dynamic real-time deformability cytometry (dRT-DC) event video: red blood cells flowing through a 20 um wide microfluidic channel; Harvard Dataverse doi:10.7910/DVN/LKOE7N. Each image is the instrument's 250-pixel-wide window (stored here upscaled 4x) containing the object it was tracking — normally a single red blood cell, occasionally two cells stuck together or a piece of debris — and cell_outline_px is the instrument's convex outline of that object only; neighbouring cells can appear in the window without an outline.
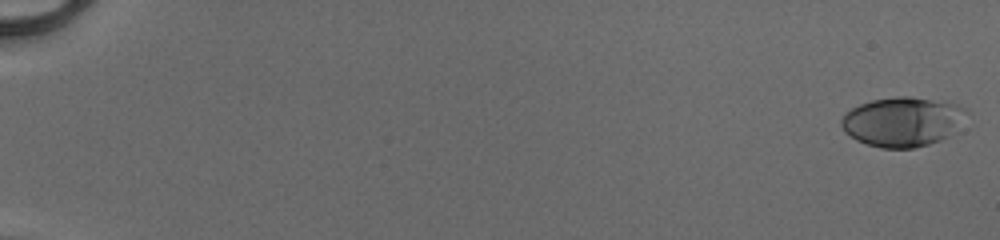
{"species": "human", "species_latin": "Homo sapiens", "temperature_condition": "cold", "stored_images_in_passage": 52, "camera_frame_rate_fps": 3000, "um_per_image_px": 0.085, "donor": {"sex": "male"}, "frame": {"image": 1, "passage_image": 1, "time_ms": 0.0, "image_size_px": [1000, 240], "cell_outline_px": [[968, 112], [948, 136], [940, 140], [928, 144], [912, 148], [880, 148], [856, 140], [844, 132], [840, 124], [840, 120], [844, 112], [860, 104], [872, 100], [896, 96], [912, 96], [956, 104], [968, 108]], "centroid_in_image_um": [76.66, 10.33], "position_along_channel_um": 8.3, "area_um2": 36.01}}
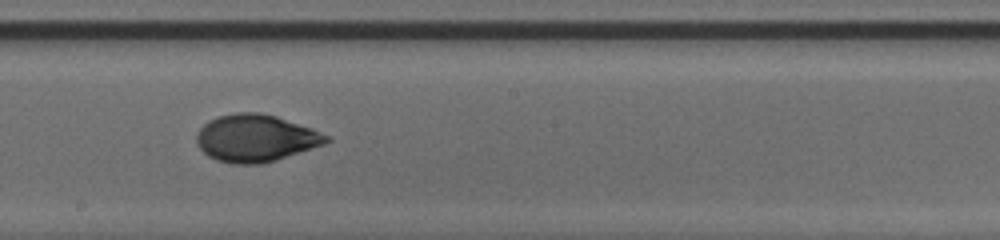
{"frame": {"image": 2, "passage_image": 32, "time_ms": 10.333, "image_size_px": [1000, 240], "cell_outline_px": [[332, 140], [324, 144], [276, 160], [260, 164], [232, 164], [216, 160], [208, 156], [196, 144], [196, 132], [208, 120], [220, 116], [236, 112], [260, 112], [276, 116], [312, 128], [332, 136]], "centroid_in_image_um": [21.74, 11.74], "position_along_channel_um": 226.5, "area_um2": 35.95}}
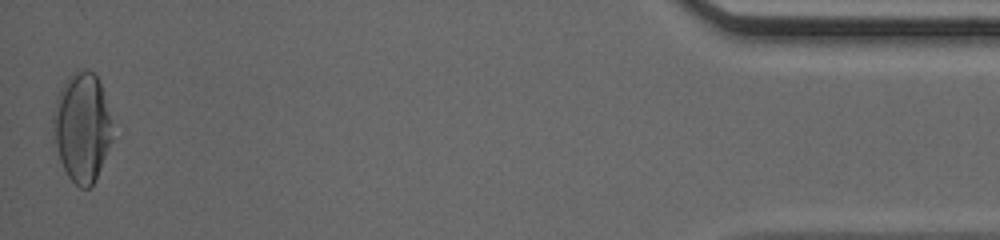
{"frame": {"image": 3, "passage_image": 52, "time_ms": 17.0, "image_size_px": [1000, 240], "cell_outline_px": [[112, 140], [96, 176], [92, 184], [88, 188], [80, 188], [68, 176], [60, 160], [56, 144], [52, 120], [52, 116], [56, 96], [60, 88], [68, 76], [76, 68], [88, 68], [96, 76], [100, 84], [108, 116]], "centroid_in_image_um": [6.92, 10.76], "position_along_channel_um": 428.3, "area_um2": 36.93}, "authors_computed_cell_mechanics": {"area_um2": 34.7089, "velocity_mm_per_s": 4.1389, "shape_relaxation_time_tau1_ms": 5.4947, "shape_relaxation_time_tau2_ms": 1.0026, "deformation_change_tau1": 0.2025, "deformation_change_tau2": 0.0449}}